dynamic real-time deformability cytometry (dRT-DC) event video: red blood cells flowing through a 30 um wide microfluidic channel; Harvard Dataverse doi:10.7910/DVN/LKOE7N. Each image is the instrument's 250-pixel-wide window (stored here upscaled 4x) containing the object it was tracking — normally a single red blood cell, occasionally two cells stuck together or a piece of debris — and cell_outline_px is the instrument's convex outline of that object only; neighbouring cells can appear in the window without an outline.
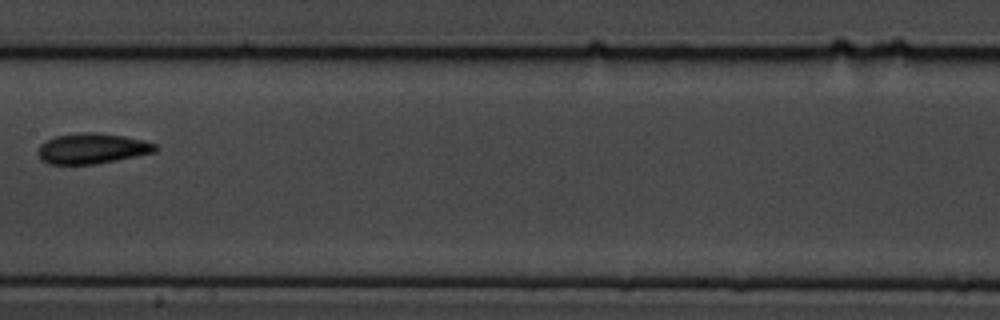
{"species": "common noctule bat (a hibernating species)", "species_latin": "Nyctalus noctula", "temperature_condition": "cold", "stored_images_in_passage": 6, "camera_frame_rate_fps": 3000, "um_per_image_px": 0.085, "animal": {"sex": "male", "body_mass_g": 19.5, "forearm_length_mm": 54.6}, "frame": {"image": 1, "passage_image": 5, "time_ms": 5.333, "image_size_px": [1000, 320], "cell_outline_px": [[160, 148], [156, 152], [96, 164], [48, 164], [40, 160], [36, 152], [40, 144], [56, 136], [80, 132], [96, 132], [124, 136], [144, 140], [156, 144]], "centroid_in_image_um": [7.83, 12.62], "position_along_channel_um": 199.6, "area_um2": 21.04}}
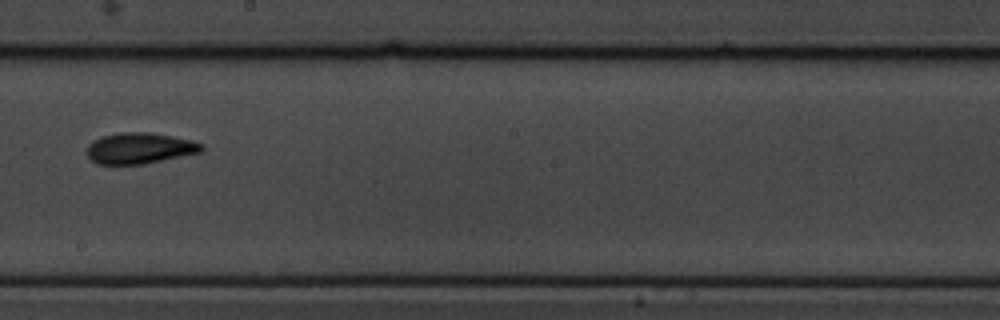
{"frame": {"image": 2, "passage_image": 6, "time_ms": 6.333, "image_size_px": [1000, 320], "cell_outline_px": [[204, 148], [200, 152], [144, 164], [96, 164], [88, 156], [88, 144], [104, 136], [120, 132], [152, 132], [192, 140], [204, 144]], "centroid_in_image_um": [11.9, 12.59], "position_along_channel_um": 236.3, "area_um2": 20.58}}